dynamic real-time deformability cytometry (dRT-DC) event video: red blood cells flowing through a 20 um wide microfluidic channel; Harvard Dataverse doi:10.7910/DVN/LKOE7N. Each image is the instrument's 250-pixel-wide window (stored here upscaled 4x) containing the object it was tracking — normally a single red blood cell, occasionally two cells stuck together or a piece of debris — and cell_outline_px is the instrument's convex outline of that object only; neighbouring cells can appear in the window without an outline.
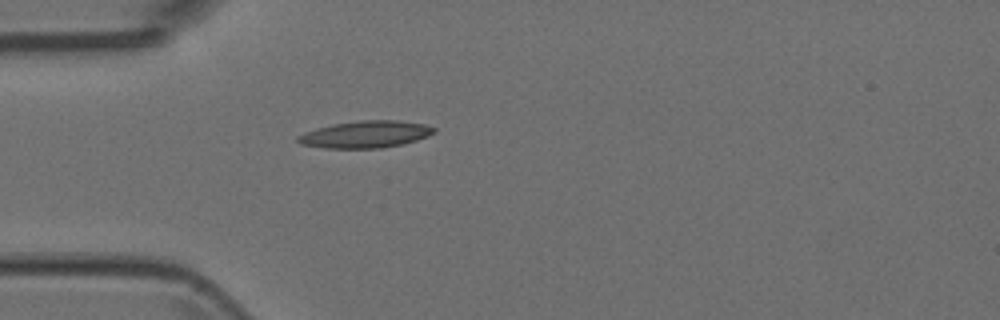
{"species": "Egyptian fruit bat (a non-hibernating species)", "species_latin": "Rousettus aegyptiacus", "temperature_condition": "room temperature", "stored_images_in_passage": 37, "camera_frame_rate_fps": 3000, "um_per_image_px": 0.085, "animal": {"sex": "female"}, "frame": {"image": 1, "passage_image": 1, "time_ms": 0.0, "image_size_px": [1000, 320], "cell_outline_px": [[436, 132], [428, 136], [416, 140], [400, 144], [380, 148], [324, 148], [300, 144], [296, 140], [296, 136], [304, 132], [316, 128], [332, 124], [360, 120], [396, 120], [424, 124], [436, 128]], "centroid_in_image_um": [31.03, 11.41], "position_along_channel_um": 54.0, "area_um2": 21.44}}
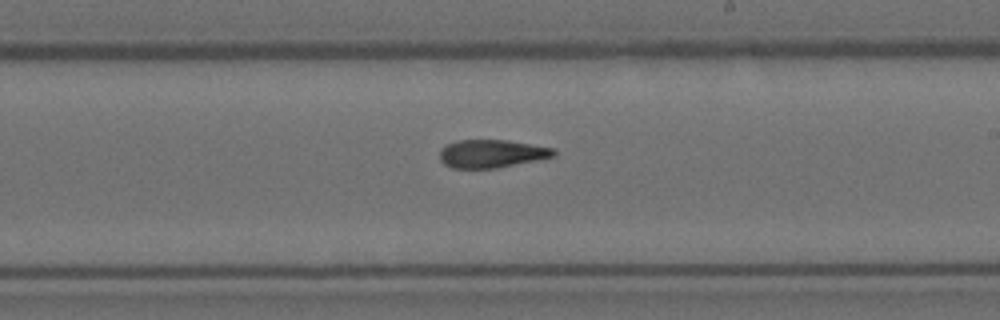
{"frame": {"image": 2, "passage_image": 16, "time_ms": 5.0, "image_size_px": [1000, 320], "cell_outline_px": [[556, 156], [540, 160], [496, 168], [452, 168], [444, 164], [440, 160], [440, 148], [456, 140], [508, 140], [552, 148], [556, 152]], "centroid_in_image_um": [41.79, 13.06], "position_along_channel_um": 247.2, "area_um2": 18.73}}
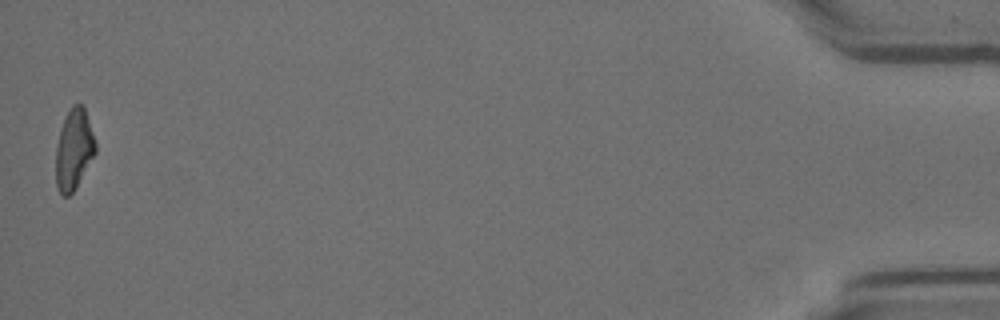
{"frame": {"image": 3, "passage_image": 37, "time_ms": 12.0, "image_size_px": [1000, 320], "cell_outline_px": [[96, 152], [72, 192], [68, 196], [64, 196], [60, 192], [56, 184], [56, 148], [60, 128], [72, 104], [84, 104], [96, 144]], "centroid_in_image_um": [6.28, 12.65], "position_along_channel_um": 428.9, "area_um2": 18.32}}